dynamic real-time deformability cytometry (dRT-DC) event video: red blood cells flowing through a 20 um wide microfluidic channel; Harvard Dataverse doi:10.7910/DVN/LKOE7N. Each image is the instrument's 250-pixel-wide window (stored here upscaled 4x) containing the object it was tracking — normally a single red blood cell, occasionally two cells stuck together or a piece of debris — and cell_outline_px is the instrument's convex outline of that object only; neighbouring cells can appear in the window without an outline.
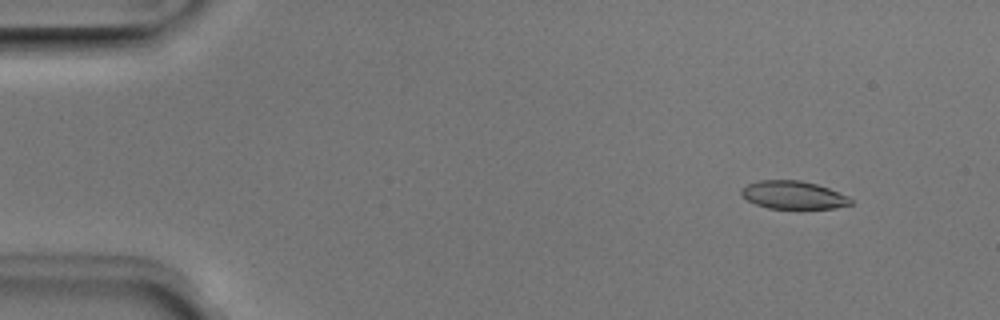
{"species": "Egyptian fruit bat (a non-hibernating species)", "species_latin": "Rousettus aegyptiacus", "temperature_condition": "room temperature", "stored_images_in_passage": 51, "camera_frame_rate_fps": 3000, "um_per_image_px": 0.085, "animal": {"sex": "male"}, "frame": {"image": 1, "passage_image": 5, "time_ms": 1.333, "image_size_px": [1000, 320], "cell_outline_px": [[852, 204], [832, 208], [768, 208], [756, 204], [748, 200], [740, 192], [740, 188], [748, 184], [760, 180], [800, 180], [816, 184], [828, 188], [848, 196], [852, 200]], "centroid_in_image_um": [67.42, 16.57], "position_along_channel_um": 17.6, "area_um2": 17.63}}
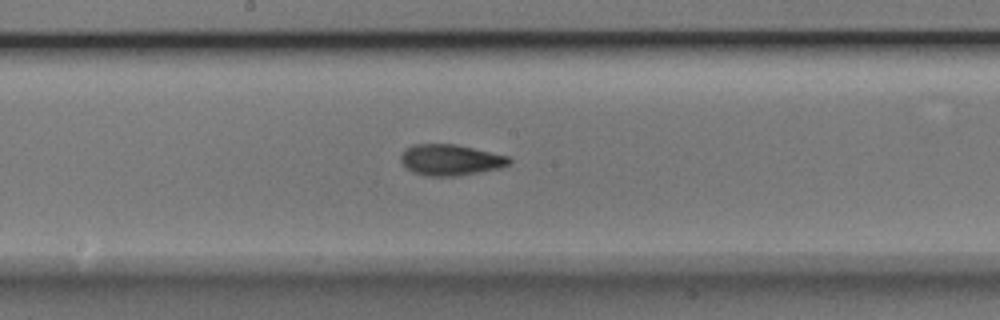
{"frame": {"image": 2, "passage_image": 27, "time_ms": 8.667, "image_size_px": [1000, 320], "cell_outline_px": [[512, 160], [508, 164], [500, 168], [480, 172], [456, 176], [424, 176], [412, 172], [404, 168], [400, 160], [400, 156], [404, 148], [412, 144], [456, 144], [508, 156]], "centroid_in_image_um": [38.22, 13.59], "position_along_channel_um": 210.0, "area_um2": 19.83}}
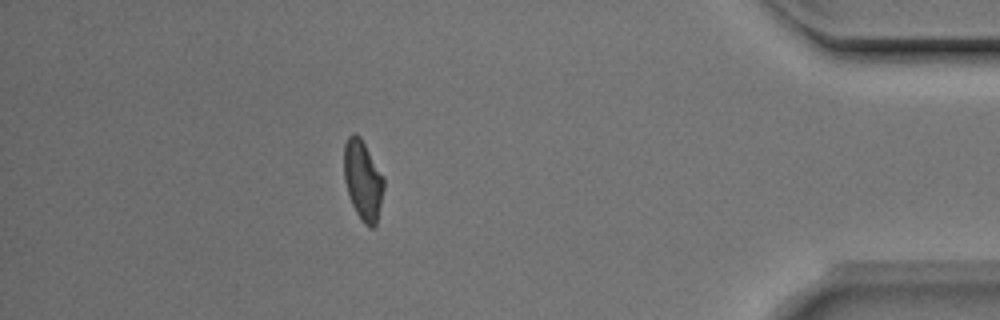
{"frame": {"image": 3, "passage_image": 45, "time_ms": 14.667, "image_size_px": [1000, 320], "cell_outline_px": [[384, 188], [376, 224], [372, 228], [368, 228], [364, 224], [356, 212], [348, 196], [344, 180], [344, 144], [348, 136], [352, 132], [356, 132], [360, 136], [384, 176]], "centroid_in_image_um": [30.83, 15.29], "position_along_channel_um": 404.4, "area_um2": 18.73}, "authors_computed_cell_mechanics": {"area_um2": 18.9006, "velocity_mm_per_s": 3.9848, "shape_relaxation_time_tau1_ms": 4.8306, "shape_relaxation_time_tau2_ms": 1.6171, "deformation_change_tau1": 0.1535, "deformation_change_tau2": 0.086}}